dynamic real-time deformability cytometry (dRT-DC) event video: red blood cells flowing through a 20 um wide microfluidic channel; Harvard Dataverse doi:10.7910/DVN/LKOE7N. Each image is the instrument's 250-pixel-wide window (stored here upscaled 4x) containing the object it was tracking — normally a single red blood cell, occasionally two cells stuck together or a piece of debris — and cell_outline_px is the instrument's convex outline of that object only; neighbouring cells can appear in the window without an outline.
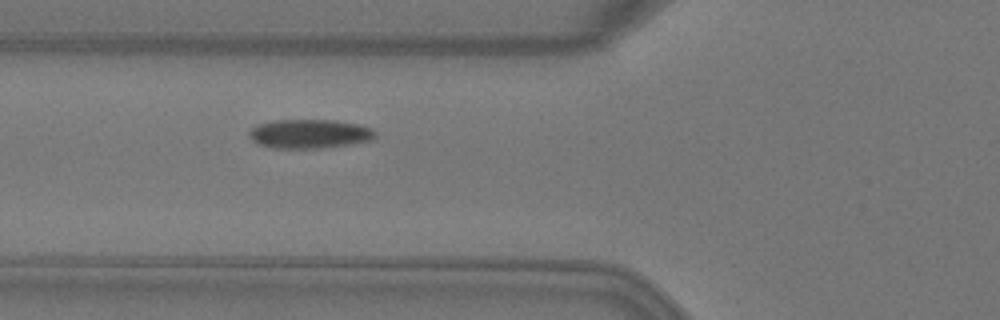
{"species": "Egyptian fruit bat (a non-hibernating species)", "species_latin": "Rousettus aegyptiacus", "temperature_condition": "warm", "stored_images_in_passage": 4, "camera_frame_rate_fps": 3000, "um_per_image_px": 0.085, "animal": {"sex": "female"}, "frame": {"image": 1, "passage_image": 4, "time_ms": 1.0, "image_size_px": [1000, 320], "cell_outline_px": [[376, 136], [368, 140], [348, 144], [320, 148], [276, 148], [256, 144], [248, 136], [248, 132], [252, 128], [260, 124], [272, 120], [336, 120], [356, 124], [372, 128], [376, 132]], "centroid_in_image_um": [26.26, 11.37], "position_along_channel_um": 99.5, "area_um2": 21.21}}